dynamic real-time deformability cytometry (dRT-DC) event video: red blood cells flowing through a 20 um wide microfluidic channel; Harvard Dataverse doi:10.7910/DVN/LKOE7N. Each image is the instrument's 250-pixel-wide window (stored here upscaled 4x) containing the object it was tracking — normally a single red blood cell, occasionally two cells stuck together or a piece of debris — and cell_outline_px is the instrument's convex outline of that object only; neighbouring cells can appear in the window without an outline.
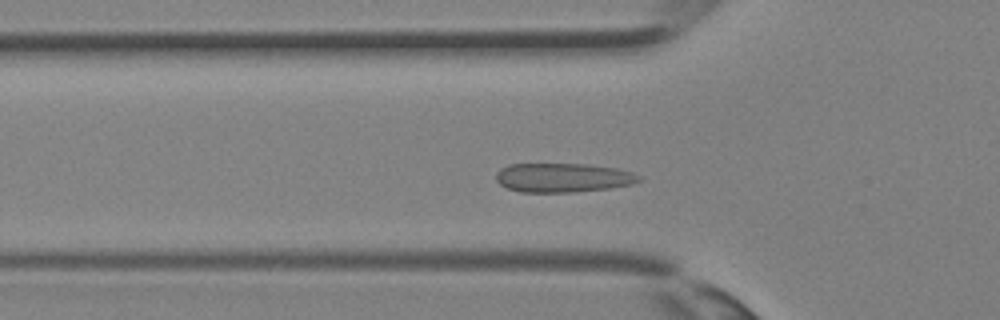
{"species": "Egyptian fruit bat (a non-hibernating species)", "species_latin": "Rousettus aegyptiacus", "temperature_condition": "room temperature", "stored_images_in_passage": 28, "camera_frame_rate_fps": 3000, "um_per_image_px": 0.085, "animal": {"sex": "female"}, "frame": {"image": 1, "passage_image": 8, "time_ms": 2.333, "image_size_px": [1000, 320], "cell_outline_px": [[640, 180], [632, 184], [608, 188], [572, 192], [520, 192], [508, 188], [500, 184], [496, 180], [496, 172], [500, 168], [508, 164], [588, 164], [616, 168], [632, 172], [640, 176]], "centroid_in_image_um": [47.82, 15.09], "position_along_channel_um": 78.0, "area_um2": 24.22}}
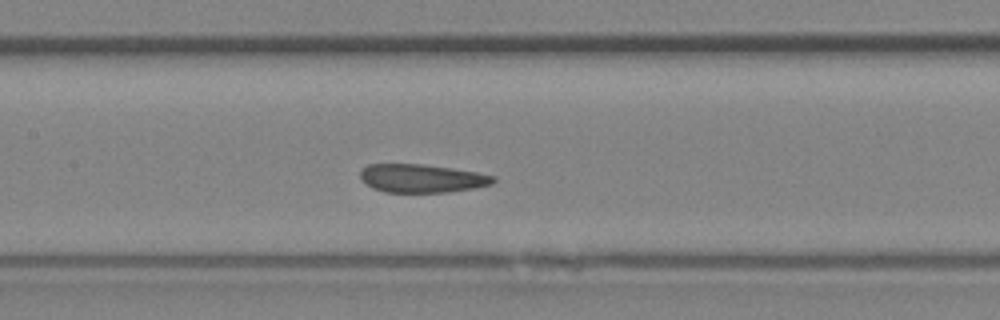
{"frame": {"image": 2, "passage_image": 13, "time_ms": 4.0, "image_size_px": [1000, 320], "cell_outline_px": [[496, 180], [492, 184], [472, 188], [448, 192], [384, 192], [372, 188], [360, 176], [360, 172], [368, 164], [424, 164], [452, 168], [476, 172], [496, 176]], "centroid_in_image_um": [35.87, 15.15], "position_along_channel_um": 171.5, "area_um2": 21.85}}
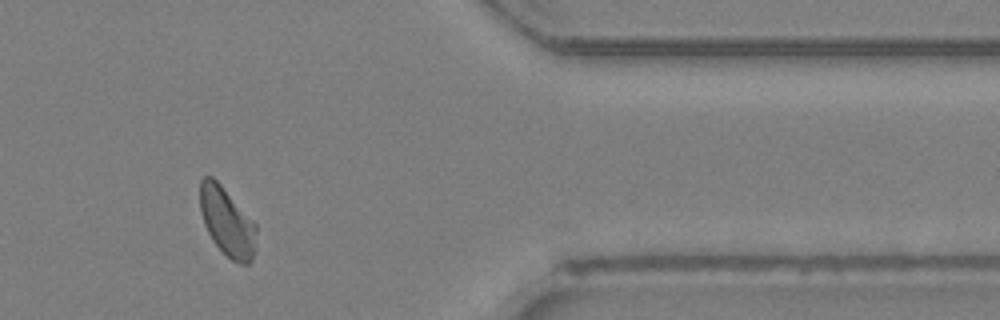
{"frame": {"image": 3, "passage_image": 26, "time_ms": 8.333, "image_size_px": [1000, 320], "cell_outline_px": [[256, 232], [252, 260], [248, 264], [240, 264], [232, 260], [212, 240], [204, 224], [200, 208], [200, 180], [204, 176], [212, 176], [220, 184], [256, 224]], "centroid_in_image_um": [19.28, 18.84], "position_along_channel_um": 392.1, "area_um2": 22.08}}